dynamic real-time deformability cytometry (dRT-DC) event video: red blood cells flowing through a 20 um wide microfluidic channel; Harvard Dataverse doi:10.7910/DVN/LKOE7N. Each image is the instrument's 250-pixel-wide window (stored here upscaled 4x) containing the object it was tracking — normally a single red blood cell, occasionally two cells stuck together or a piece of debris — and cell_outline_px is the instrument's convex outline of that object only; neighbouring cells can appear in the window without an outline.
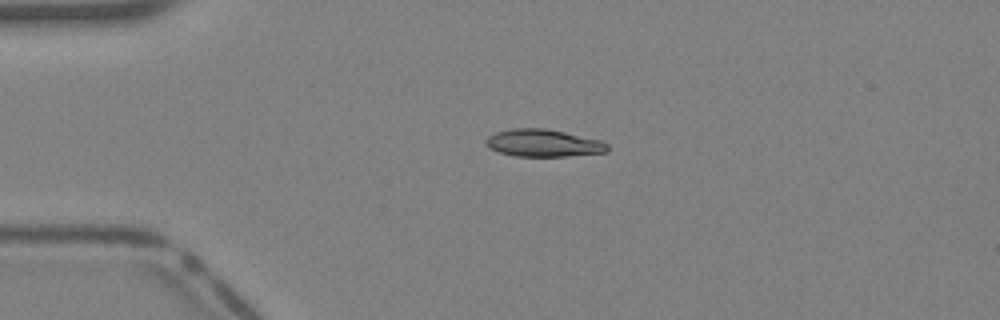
{"species": "Egyptian fruit bat (a non-hibernating species)", "species_latin": "Rousettus aegyptiacus", "temperature_condition": "warm", "stored_images_in_passage": 31, "camera_frame_rate_fps": 3000, "um_per_image_px": 0.085, "animal": {"sex": "female"}, "frame": {"image": 1, "passage_image": 1, "time_ms": 0.0, "image_size_px": [1000, 320], "cell_outline_px": [[608, 152], [568, 156], [516, 156], [500, 152], [488, 148], [484, 144], [484, 140], [488, 136], [496, 132], [512, 128], [544, 128], [564, 132], [600, 140], [608, 144]], "centroid_in_image_um": [46.15, 12.16], "position_along_channel_um": 38.8, "area_um2": 19.42}}
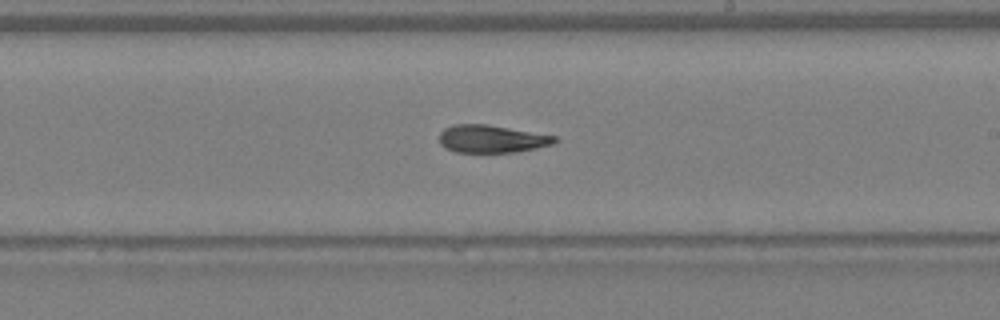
{"frame": {"image": 2, "passage_image": 15, "time_ms": 4.667, "image_size_px": [1000, 320], "cell_outline_px": [[556, 140], [552, 144], [536, 148], [512, 152], [456, 152], [444, 148], [440, 144], [440, 132], [444, 128], [456, 124], [488, 124], [556, 136]], "centroid_in_image_um": [41.75, 11.8], "position_along_channel_um": 247.3, "area_um2": 18.5}}
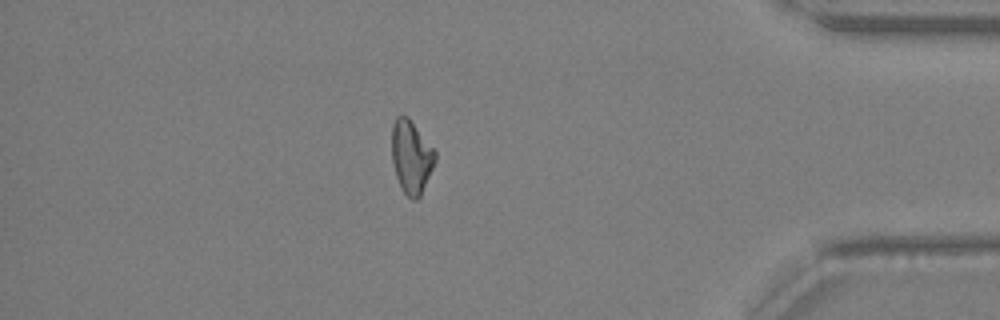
{"frame": {"image": 3, "passage_image": 26, "time_ms": 8.333, "image_size_px": [1000, 320], "cell_outline_px": [[436, 160], [420, 196], [416, 200], [412, 200], [400, 188], [396, 176], [392, 160], [392, 124], [396, 116], [408, 116], [436, 152]], "centroid_in_image_um": [34.95, 13.33], "position_along_channel_um": 400.3, "area_um2": 18.38}}